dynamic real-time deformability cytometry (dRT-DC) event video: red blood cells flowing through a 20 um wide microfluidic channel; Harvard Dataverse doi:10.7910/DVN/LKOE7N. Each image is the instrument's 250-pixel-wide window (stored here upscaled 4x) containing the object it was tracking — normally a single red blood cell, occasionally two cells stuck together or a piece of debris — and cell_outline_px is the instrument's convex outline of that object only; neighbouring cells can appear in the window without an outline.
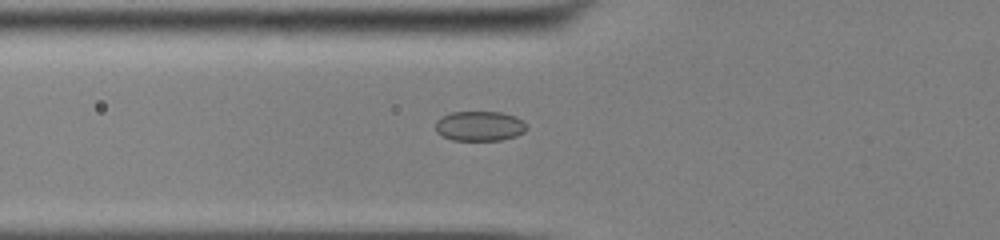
{"species": "common noctule bat (a hibernating species)", "species_latin": "Nyctalus noctula", "temperature_condition": "cold", "stored_images_in_passage": 36, "camera_frame_rate_fps": 3000, "um_per_image_px": 0.085, "animal": {"sex": "male", "body_mass_g": 13.0, "forearm_length_mm": 53.1}, "frame": {"image": 1, "passage_image": 3, "time_ms": 0.667, "image_size_px": [1000, 240], "cell_outline_px": [[528, 128], [524, 132], [516, 136], [500, 140], [452, 140], [436, 132], [436, 120], [440, 116], [452, 112], [500, 112], [516, 116]], "centroid_in_image_um": [40.74, 10.71], "position_along_channel_um": 85.1, "area_um2": 15.84}}
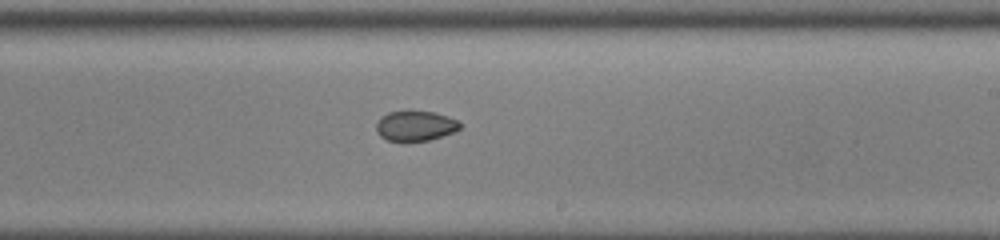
{"frame": {"image": 2, "passage_image": 16, "time_ms": 5.0, "image_size_px": [1000, 240], "cell_outline_px": [[460, 128], [456, 132], [428, 140], [388, 140], [380, 136], [376, 132], [376, 124], [380, 116], [388, 112], [436, 112], [448, 116], [456, 120], [460, 124]], "centroid_in_image_um": [35.3, 10.69], "position_along_channel_um": 253.7, "area_um2": 14.45}}
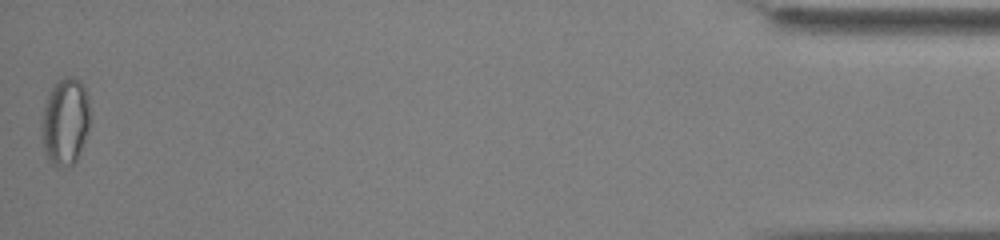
{"frame": {"image": 3, "passage_image": 36, "time_ms": 11.667, "image_size_px": [1000, 240], "cell_outline_px": [[88, 132], [80, 152], [76, 160], [72, 164], [52, 164], [48, 160], [44, 152], [40, 128], [40, 120], [44, 104], [56, 80], [64, 76], [72, 76], [80, 80], [84, 84], [88, 96]], "centroid_in_image_um": [5.52, 10.27], "position_along_channel_um": 429.7, "area_um2": 24.74}, "authors_computed_cell_mechanics": {"area_um2": 15.6349, "velocity_mm_per_s": 3.8902, "shape_relaxation_time_tau1_ms": null, "shape_relaxation_time_tau2_ms": 2.0283, "deformation_change_tau1": null, "deformation_change_tau2": 0.0409}}